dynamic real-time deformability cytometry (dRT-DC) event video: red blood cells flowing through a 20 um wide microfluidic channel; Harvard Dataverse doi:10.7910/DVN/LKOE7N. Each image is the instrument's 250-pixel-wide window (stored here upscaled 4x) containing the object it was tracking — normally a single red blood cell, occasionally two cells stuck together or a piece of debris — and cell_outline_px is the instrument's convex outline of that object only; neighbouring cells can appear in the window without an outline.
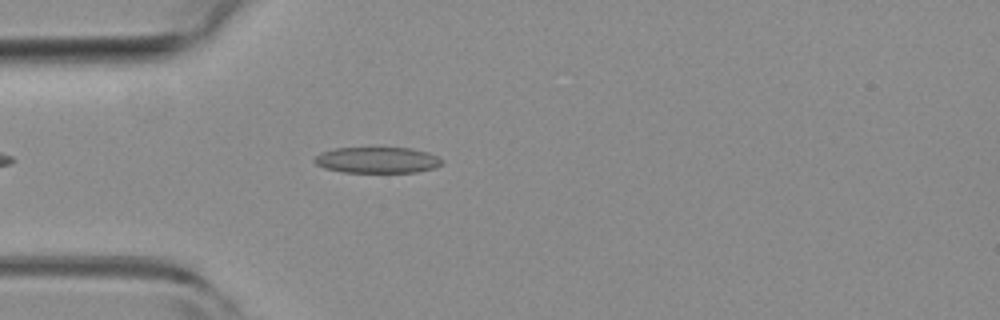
{"species": "common noctule bat (a hibernating species)", "species_latin": "Nyctalus noctula", "temperature_condition": "room temperature", "stored_images_in_passage": 4, "camera_frame_rate_fps": 3000, "um_per_image_px": 0.085, "animal": {"sex": "female", "body_mass_g": 19.3, "forearm_length_mm": 54.1}, "frame": {"image": 1, "passage_image": 4, "time_ms": 1.0, "image_size_px": [1000, 320], "cell_outline_px": [[444, 160], [436, 168], [416, 172], [344, 172], [324, 168], [316, 164], [312, 160], [320, 152], [336, 148], [412, 148], [428, 152]], "centroid_in_image_um": [32.06, 13.6], "position_along_channel_um": 52.9, "area_um2": 19.36}}